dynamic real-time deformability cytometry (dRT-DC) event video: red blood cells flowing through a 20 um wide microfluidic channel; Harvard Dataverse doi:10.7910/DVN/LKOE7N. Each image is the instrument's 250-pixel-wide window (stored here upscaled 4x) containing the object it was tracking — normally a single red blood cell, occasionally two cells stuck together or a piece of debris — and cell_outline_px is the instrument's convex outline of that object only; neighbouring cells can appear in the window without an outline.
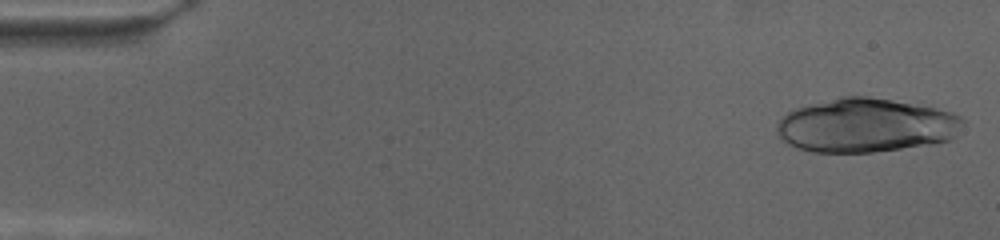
{"species": "human", "species_latin": "Homo sapiens", "temperature_condition": "cold", "stored_images_in_passage": 35, "camera_frame_rate_fps": 3000, "um_per_image_px": 0.085, "donor": {"sex": "female"}, "frame": {"image": 1, "passage_image": 2, "time_ms": 0.333, "image_size_px": [1000, 240], "cell_outline_px": [[968, 120], [956, 136], [952, 140], [936, 144], [872, 152], [812, 152], [796, 148], [780, 140], [776, 132], [776, 124], [788, 112], [796, 108], [808, 104], [840, 96], [868, 96], [920, 100], [952, 112]], "centroid_in_image_um": [73.73, 10.62], "position_along_channel_um": 11.3, "area_um2": 60.69}}
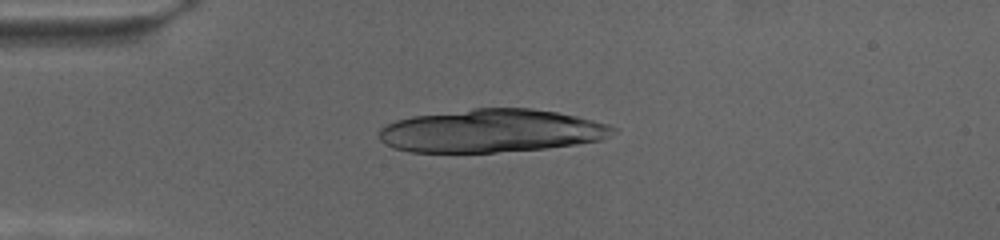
{"frame": {"image": 2, "passage_image": 17, "time_ms": 5.333, "image_size_px": [1000, 240], "cell_outline_px": [[616, 132], [600, 140], [576, 144], [548, 148], [496, 152], [412, 152], [392, 148], [384, 144], [376, 136], [380, 128], [396, 120], [412, 116], [476, 108], [532, 108], [556, 112], [576, 116], [608, 124], [616, 128]], "centroid_in_image_um": [41.73, 11.12], "position_along_channel_um": 43.3, "area_um2": 58.84}}